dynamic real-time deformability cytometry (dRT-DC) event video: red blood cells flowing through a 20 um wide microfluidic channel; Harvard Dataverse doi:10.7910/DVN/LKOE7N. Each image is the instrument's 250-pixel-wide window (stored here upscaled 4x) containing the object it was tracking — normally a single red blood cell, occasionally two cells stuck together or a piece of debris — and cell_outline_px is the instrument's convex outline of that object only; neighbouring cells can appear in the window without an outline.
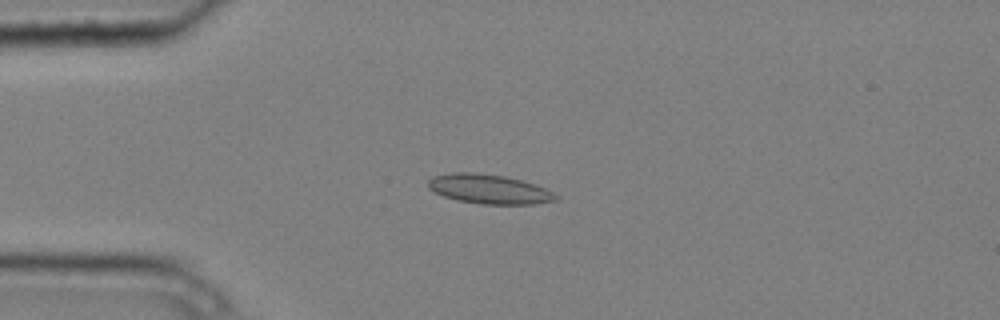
{"species": "common noctule bat (a hibernating species)", "species_latin": "Nyctalus noctula", "temperature_condition": "cold", "stored_images_in_passage": 3, "camera_frame_rate_fps": 3000, "um_per_image_px": 0.085, "animal": {"sex": "male", "body_mass_g": 20.4}, "frame": {"image": 1, "passage_image": 3, "time_ms": 0.667, "image_size_px": [1000, 320], "cell_outline_px": [[560, 200], [536, 204], [484, 204], [456, 200], [432, 192], [428, 188], [428, 180], [436, 176], [452, 172], [472, 172], [504, 176], [536, 184], [560, 196]], "centroid_in_image_um": [41.6, 16.08], "position_along_channel_um": 43.4, "area_um2": 21.96}}